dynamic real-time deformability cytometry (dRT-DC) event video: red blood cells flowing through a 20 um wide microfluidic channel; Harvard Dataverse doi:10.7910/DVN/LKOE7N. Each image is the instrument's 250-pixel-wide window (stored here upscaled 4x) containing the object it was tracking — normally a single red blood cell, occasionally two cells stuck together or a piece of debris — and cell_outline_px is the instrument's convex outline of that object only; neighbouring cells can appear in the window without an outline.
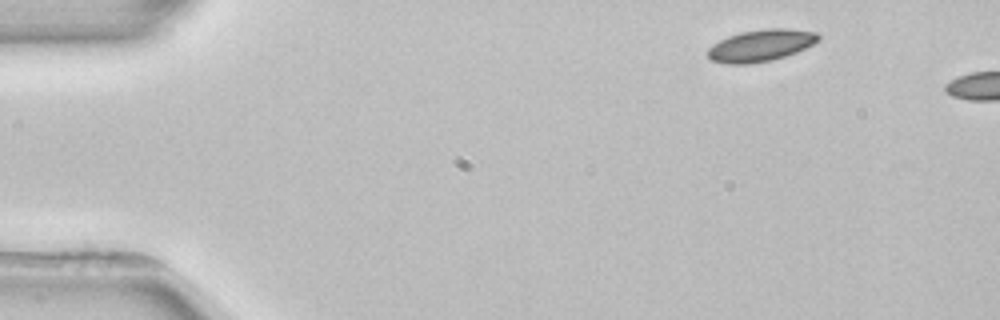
{"species": "common noctule bat (a hibernating species)", "species_latin": "Nyctalus noctula", "temperature_condition": "room temperature", "stored_images_in_passage": 2, "camera_frame_rate_fps": 3000, "um_per_image_px": 0.085, "animal": {"sex": "female", "body_mass_g": 22.7, "forearm_length_mm": 54.2}, "frame": {"image": 1, "passage_image": 1, "time_ms": 0.0, "image_size_px": [1000, 320], "cell_outline_px": [[820, 40], [796, 52], [772, 60], [748, 64], [724, 64], [712, 60], [708, 56], [708, 48], [712, 44], [728, 36], [740, 32], [768, 28], [788, 28], [816, 32], [820, 36]], "centroid_in_image_um": [64.66, 3.86], "position_along_channel_um": 20.3, "area_um2": 20.52}}